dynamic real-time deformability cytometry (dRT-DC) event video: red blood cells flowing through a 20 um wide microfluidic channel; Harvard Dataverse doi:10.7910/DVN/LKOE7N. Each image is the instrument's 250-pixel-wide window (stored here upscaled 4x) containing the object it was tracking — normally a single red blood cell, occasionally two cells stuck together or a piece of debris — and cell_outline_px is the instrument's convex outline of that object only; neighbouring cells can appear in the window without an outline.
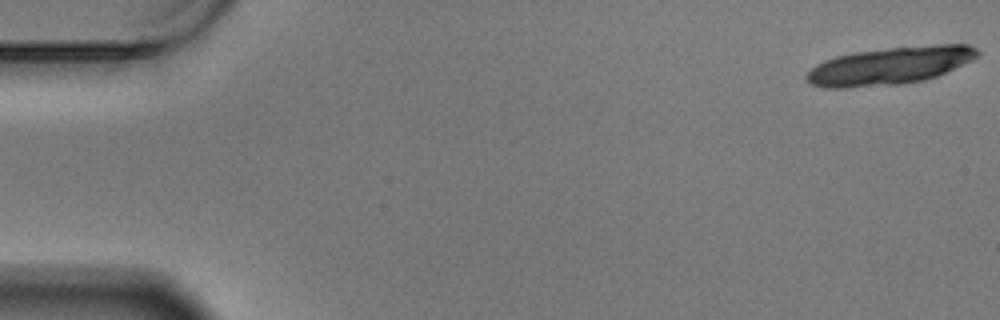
{"species": "Egyptian fruit bat (a non-hibernating species)", "species_latin": "Rousettus aegyptiacus", "temperature_condition": "warm", "stored_images_in_passage": 21, "camera_frame_rate_fps": 3000, "um_per_image_px": 0.085, "animal": {"sex": "male"}, "frame": {"image": 1, "passage_image": 1, "time_ms": 0.0, "image_size_px": [1000, 320], "cell_outline_px": [[980, 52], [972, 60], [936, 76], [924, 80], [904, 84], [844, 88], [824, 88], [812, 84], [804, 76], [816, 64], [824, 60], [836, 56], [856, 52], [888, 48], [932, 44], [968, 44], [976, 48]], "centroid_in_image_um": [75.63, 5.59], "position_along_channel_um": 9.4, "area_um2": 37.4}}